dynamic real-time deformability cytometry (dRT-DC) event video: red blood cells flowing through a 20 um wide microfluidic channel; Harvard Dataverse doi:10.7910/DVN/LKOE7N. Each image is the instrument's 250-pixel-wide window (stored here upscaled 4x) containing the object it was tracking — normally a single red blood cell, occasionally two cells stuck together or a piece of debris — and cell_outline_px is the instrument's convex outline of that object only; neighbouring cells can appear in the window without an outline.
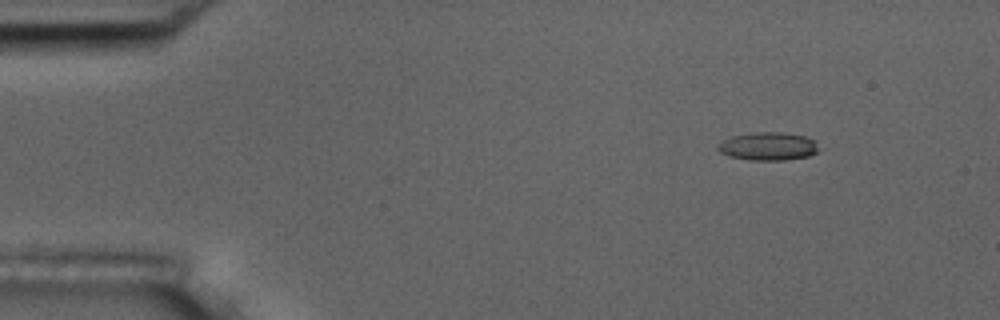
{"species": "common noctule bat (a hibernating species)", "species_latin": "Nyctalus noctula", "temperature_condition": "room temperature", "stored_images_in_passage": 4, "camera_frame_rate_fps": 3000, "um_per_image_px": 0.085, "animal": {"sex": "male", "body_mass_g": 17.5, "forearm_length_mm": 52.3}, "frame": {"image": 1, "passage_image": 1, "time_ms": 0.0, "image_size_px": [1000, 320], "cell_outline_px": [[816, 152], [808, 156], [784, 160], [748, 160], [728, 156], [720, 152], [716, 148], [716, 144], [720, 140], [732, 136], [752, 132], [780, 132], [808, 136], [816, 140]], "centroid_in_image_um": [65.23, 12.42], "position_along_channel_um": 19.8, "area_um2": 16.76}}
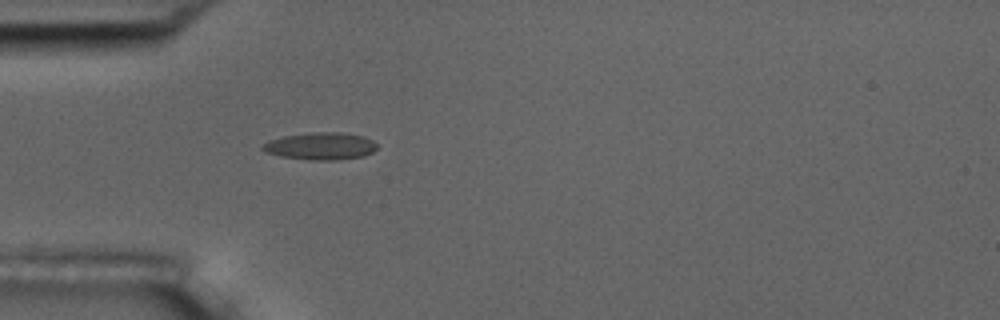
{"frame": {"image": 2, "passage_image": 4, "time_ms": 3.333, "image_size_px": [1000, 320], "cell_outline_px": [[376, 148], [372, 152], [364, 156], [336, 160], [312, 160], [280, 156], [264, 152], [260, 148], [260, 144], [268, 140], [284, 136], [312, 132], [340, 132], [364, 136], [372, 140], [376, 144]], "centroid_in_image_um": [27.2, 12.42], "position_along_channel_um": 57.8, "area_um2": 18.32}}